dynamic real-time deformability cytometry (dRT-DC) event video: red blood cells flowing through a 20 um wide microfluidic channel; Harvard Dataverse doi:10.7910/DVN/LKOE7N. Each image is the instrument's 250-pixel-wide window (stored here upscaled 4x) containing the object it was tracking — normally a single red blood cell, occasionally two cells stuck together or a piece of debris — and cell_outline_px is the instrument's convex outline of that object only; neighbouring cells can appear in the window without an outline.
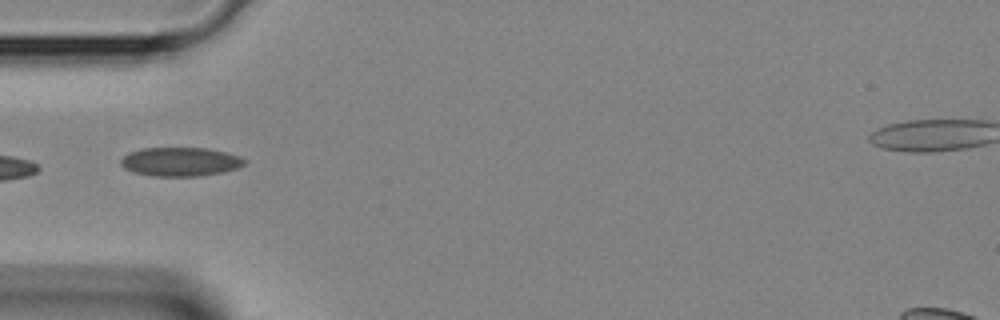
{"species": "Egyptian fruit bat (a non-hibernating species)", "species_latin": "Rousettus aegyptiacus", "temperature_condition": "room temperature", "stored_images_in_passage": 3, "camera_frame_rate_fps": 3000, "um_per_image_px": 0.085, "animal": {"sex": "female"}, "frame": {"image": 1, "passage_image": 3, "time_ms": 0.667, "image_size_px": [1000, 320], "cell_outline_px": [[248, 160], [244, 164], [236, 168], [224, 172], [196, 176], [152, 176], [132, 172], [124, 168], [120, 164], [120, 160], [128, 152], [140, 148], [208, 148], [228, 152], [240, 156]], "centroid_in_image_um": [15.32, 13.74], "position_along_channel_um": 69.7, "area_um2": 21.04}}